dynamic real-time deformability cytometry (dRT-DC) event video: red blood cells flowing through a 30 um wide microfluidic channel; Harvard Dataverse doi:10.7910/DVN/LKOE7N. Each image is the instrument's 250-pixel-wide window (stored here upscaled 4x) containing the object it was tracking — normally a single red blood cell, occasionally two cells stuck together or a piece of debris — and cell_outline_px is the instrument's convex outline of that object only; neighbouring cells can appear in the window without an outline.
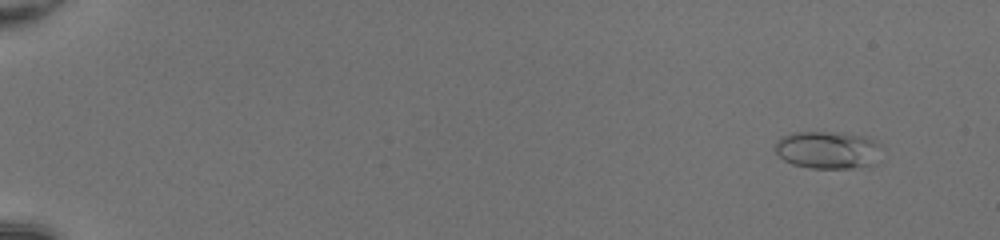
{"species": "common noctule bat (a hibernating species)", "species_latin": "Nyctalus noctula", "temperature_condition": "room temperature", "stored_images_in_passage": 52, "camera_frame_rate_fps": 3000, "um_per_image_px": 0.085, "animal": {"sex": "female", "body_mass_g": 20.0, "forearm_length_mm": 54.0}, "frame": {"image": 1, "passage_image": 5, "time_ms": 1.333, "image_size_px": [1000, 240], "cell_outline_px": [[884, 148], [880, 164], [868, 168], [812, 168], [792, 164], [784, 160], [776, 152], [776, 140], [780, 136], [792, 132], [844, 132], [864, 136], [880, 144]], "centroid_in_image_um": [70.48, 12.76], "position_along_channel_um": 14.5, "area_um2": 24.28}}
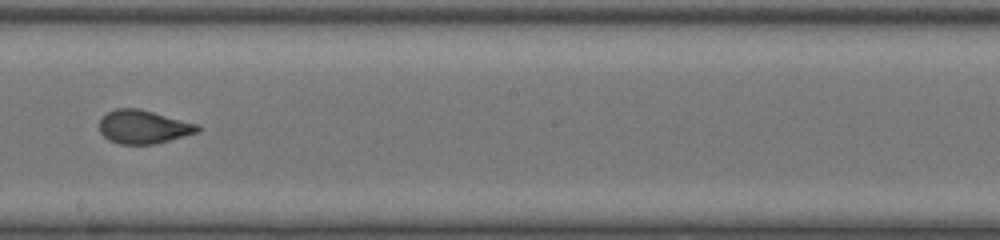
{"frame": {"image": 2, "passage_image": 33, "time_ms": 10.667, "image_size_px": [1000, 240], "cell_outline_px": [[200, 132], [156, 144], [120, 144], [108, 140], [100, 132], [100, 120], [108, 112], [116, 108], [140, 108], [200, 124]], "centroid_in_image_um": [12.24, 10.78], "position_along_channel_um": 236.0, "area_um2": 19.42}}
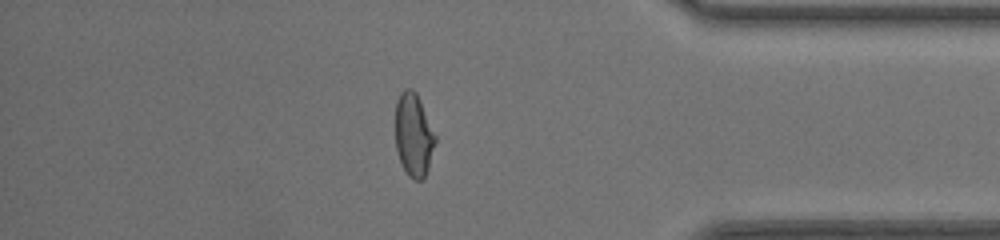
{"frame": {"image": 3, "passage_image": 46, "time_ms": 15.0, "image_size_px": [1000, 240], "cell_outline_px": [[436, 140], [428, 168], [424, 176], [420, 180], [416, 180], [408, 176], [400, 160], [396, 148], [396, 100], [400, 92], [404, 88], [412, 88], [416, 92], [420, 100], [436, 136]], "centroid_in_image_um": [35.15, 11.43], "position_along_channel_um": 400.0, "area_um2": 19.19}, "authors_computed_cell_mechanics": {"area_um2": 19.941, "velocity_mm_per_s": 4.2409, "shape_relaxation_time_tau1_ms": 3.8362, "shape_relaxation_time_tau2_ms": 0.6211, "deformation_change_tau1": 0.165, "deformation_change_tau2": 0.0566}}